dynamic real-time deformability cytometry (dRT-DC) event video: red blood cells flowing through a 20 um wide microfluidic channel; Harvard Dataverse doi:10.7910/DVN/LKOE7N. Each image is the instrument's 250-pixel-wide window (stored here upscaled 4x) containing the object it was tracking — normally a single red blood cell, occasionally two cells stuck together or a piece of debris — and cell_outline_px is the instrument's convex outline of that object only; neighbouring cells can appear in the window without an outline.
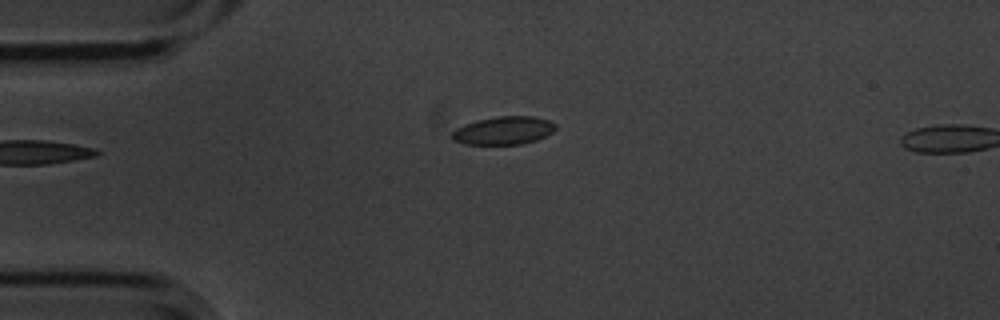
{"species": "common noctule bat (a hibernating species)", "species_latin": "Nyctalus noctula", "temperature_condition": "cold", "stored_images_in_passage": 2, "camera_frame_rate_fps": 3000, "um_per_image_px": 0.085, "animal": {"sex": "male", "body_mass_g": 20.1, "forearm_length_mm": 53.5}, "frame": {"image": 1, "passage_image": 2, "time_ms": 0.333, "image_size_px": [1000, 320], "cell_outline_px": [[556, 128], [552, 132], [536, 140], [520, 144], [464, 144], [452, 140], [452, 132], [456, 128], [464, 124], [476, 120], [496, 116], [532, 116], [548, 120], [556, 124]], "centroid_in_image_um": [42.78, 11.09], "position_along_channel_um": 42.2, "area_um2": 16.94}}